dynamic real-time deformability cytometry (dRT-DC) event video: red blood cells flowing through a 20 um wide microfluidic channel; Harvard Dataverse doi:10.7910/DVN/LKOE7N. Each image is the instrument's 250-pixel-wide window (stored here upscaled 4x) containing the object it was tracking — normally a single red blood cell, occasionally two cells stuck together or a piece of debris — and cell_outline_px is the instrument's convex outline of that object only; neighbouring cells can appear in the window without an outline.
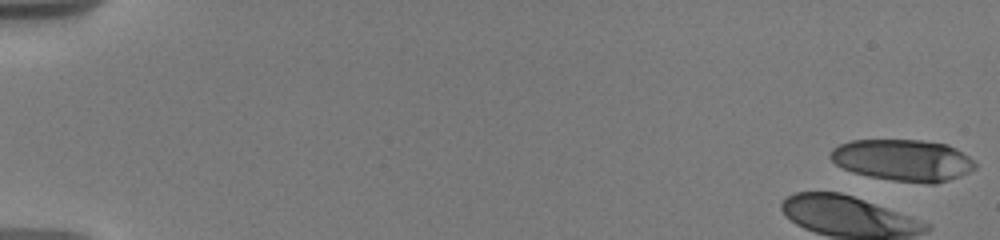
{"species": "human", "species_latin": "Homo sapiens", "temperature_condition": "warm", "stored_images_in_passage": 19, "camera_frame_rate_fps": 3000, "um_per_image_px": 0.085, "donor": {"sex": "male"}, "frame": {"image": 1, "passage_image": 1, "time_ms": 0.0, "image_size_px": [1000, 240], "cell_outline_px": [[976, 168], [960, 176], [936, 184], [928, 184], [892, 180], [852, 172], [836, 164], [828, 156], [832, 148], [840, 144], [852, 140], [920, 140], [948, 144], [956, 148], [968, 156], [976, 164]], "centroid_in_image_um": [76.76, 13.61], "position_along_channel_um": 8.2, "area_um2": 35.08}}
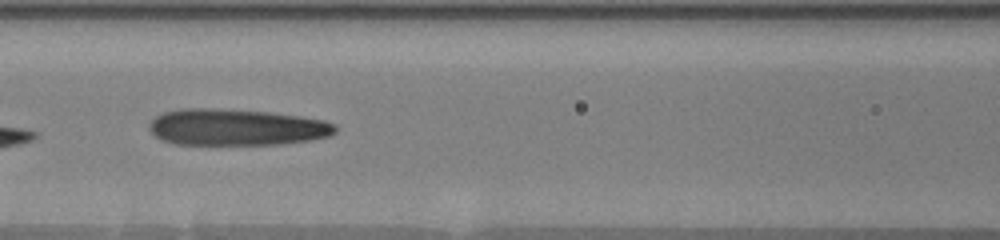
{"frame": {"image": 2, "passage_image": 9, "time_ms": 8.667, "image_size_px": [1000, 240], "cell_outline_px": [[336, 132], [328, 136], [312, 140], [280, 144], [176, 144], [164, 140], [156, 136], [148, 128], [148, 124], [156, 116], [164, 112], [184, 108], [220, 108], [268, 112], [300, 116], [324, 120], [336, 124]], "centroid_in_image_um": [20.11, 10.81], "position_along_channel_um": 146.5, "area_um2": 39.59}}
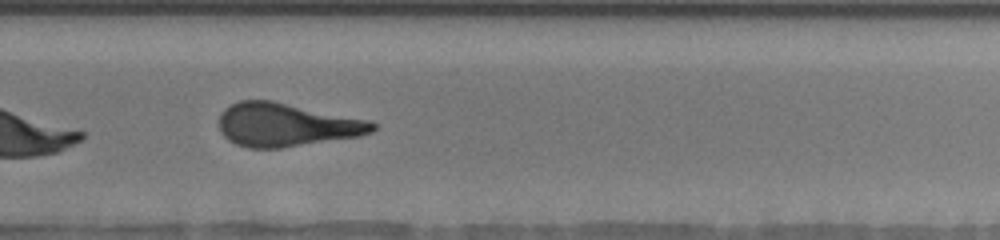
{"frame": {"image": 3, "passage_image": 14, "time_ms": 13.0, "image_size_px": [1000, 240], "cell_outline_px": [[376, 128], [372, 132], [360, 136], [280, 148], [248, 148], [236, 144], [228, 140], [220, 132], [220, 116], [224, 108], [240, 100], [272, 100], [372, 120], [376, 124]], "centroid_in_image_um": [24.36, 10.6], "position_along_channel_um": 305.4, "area_um2": 39.02}, "authors_computed_cell_mechanics": {"area_um2": 39.015, "velocity_mm_per_s": 3.6848, "shape_relaxation_time_tau1_ms": 1.3959, "shape_relaxation_time_tau2_ms": 1.384, "deformation_change_tau1": 0.1565, "deformation_change_tau2": 0.1145}}